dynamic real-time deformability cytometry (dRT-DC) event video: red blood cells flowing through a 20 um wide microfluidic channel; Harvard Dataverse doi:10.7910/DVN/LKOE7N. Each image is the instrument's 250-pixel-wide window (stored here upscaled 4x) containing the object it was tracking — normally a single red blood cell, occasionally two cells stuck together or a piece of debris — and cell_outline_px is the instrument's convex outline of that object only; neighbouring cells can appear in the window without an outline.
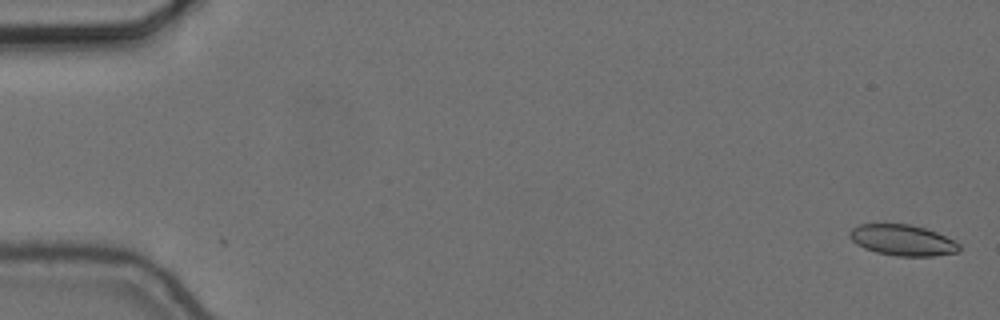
{"species": "common noctule bat (a hibernating species)", "species_latin": "Nyctalus noctula", "temperature_condition": "cold", "stored_images_in_passage": 56, "camera_frame_rate_fps": 3000, "um_per_image_px": 0.085, "animal": {"sex": "female", "body_mass_g": 24.6, "forearm_length_mm": 56.2}, "frame": {"image": 1, "passage_image": 1, "time_ms": 0.0, "image_size_px": [1000, 320], "cell_outline_px": [[960, 252], [932, 256], [896, 256], [876, 252], [864, 248], [856, 244], [848, 236], [848, 232], [852, 228], [860, 224], [908, 224], [924, 228], [936, 232], [960, 244]], "centroid_in_image_um": [76.69, 20.42], "position_along_channel_um": 8.3, "area_um2": 19.71}}
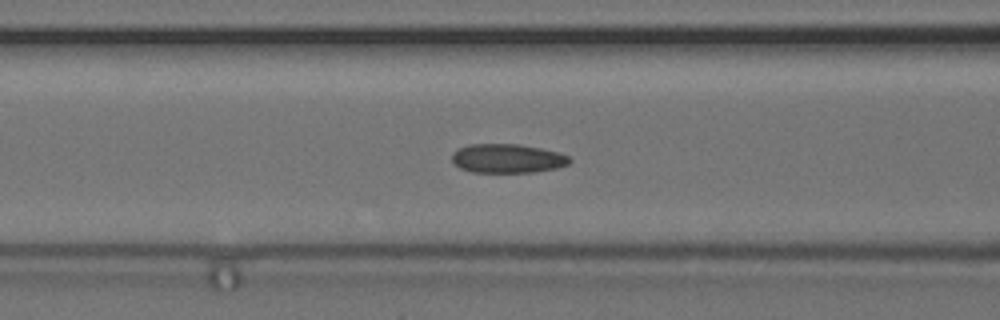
{"frame": {"image": 2, "passage_image": 23, "time_ms": 7.333, "image_size_px": [1000, 320], "cell_outline_px": [[572, 160], [568, 164], [556, 168], [532, 172], [472, 172], [460, 168], [452, 160], [452, 152], [468, 144], [520, 144], [560, 152], [568, 156]], "centroid_in_image_um": [43.14, 13.46], "position_along_channel_um": 123.5, "area_um2": 19.88}}
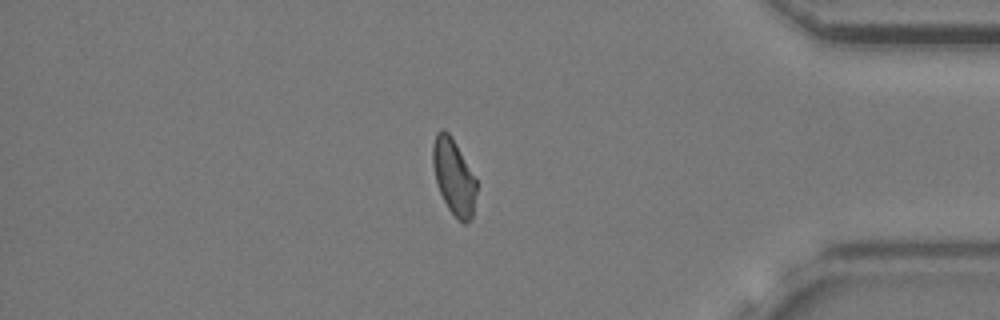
{"frame": {"image": 3, "passage_image": 48, "time_ms": 15.667, "image_size_px": [1000, 320], "cell_outline_px": [[476, 192], [472, 220], [464, 224], [448, 208], [440, 192], [436, 180], [432, 164], [432, 144], [436, 132], [440, 128], [444, 128], [452, 136], [476, 180]], "centroid_in_image_um": [38.55, 14.98], "position_along_channel_um": 396.6, "area_um2": 19.19}, "authors_computed_cell_mechanics": {"area_um2": 19.7098, "velocity_mm_per_s": 3.6436, "shape_relaxation_time_tau1_ms": null, "shape_relaxation_time_tau2_ms": 2.9411, "deformation_change_tau1": null, "deformation_change_tau2": 0.072}}